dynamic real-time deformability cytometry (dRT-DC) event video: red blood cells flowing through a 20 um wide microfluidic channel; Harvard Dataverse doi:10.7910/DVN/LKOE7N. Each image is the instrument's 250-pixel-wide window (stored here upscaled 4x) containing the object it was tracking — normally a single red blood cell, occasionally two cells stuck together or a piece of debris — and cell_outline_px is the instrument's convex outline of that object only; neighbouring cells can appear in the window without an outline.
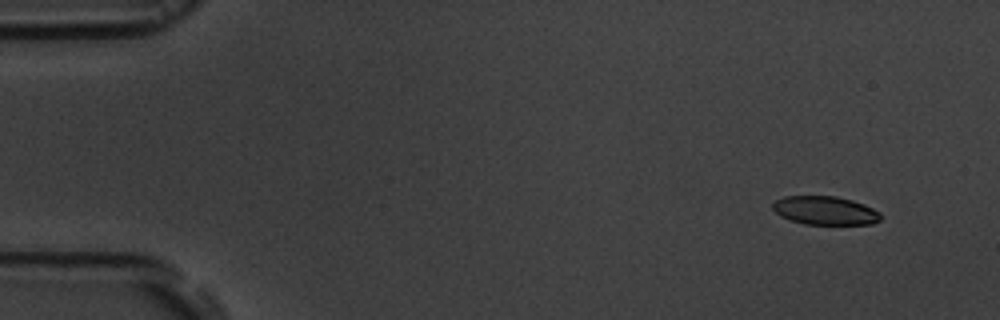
{"species": "common noctule bat (a hibernating species)", "species_latin": "Nyctalus noctula", "temperature_condition": "room temperature", "stored_images_in_passage": 8, "camera_frame_rate_fps": 3000, "um_per_image_px": 0.085, "animal": {"sex": "male", "body_mass_g": 19.5, "forearm_length_mm": 54.6}, "frame": {"image": 1, "passage_image": 1, "time_ms": 0.0, "image_size_px": [1000, 320], "cell_outline_px": [[880, 220], [872, 224], [804, 224], [788, 220], [780, 216], [772, 208], [772, 204], [776, 200], [784, 196], [836, 196], [852, 200], [864, 204], [880, 212]], "centroid_in_image_um": [70.11, 17.89], "position_along_channel_um": 14.9, "area_um2": 18.03}}
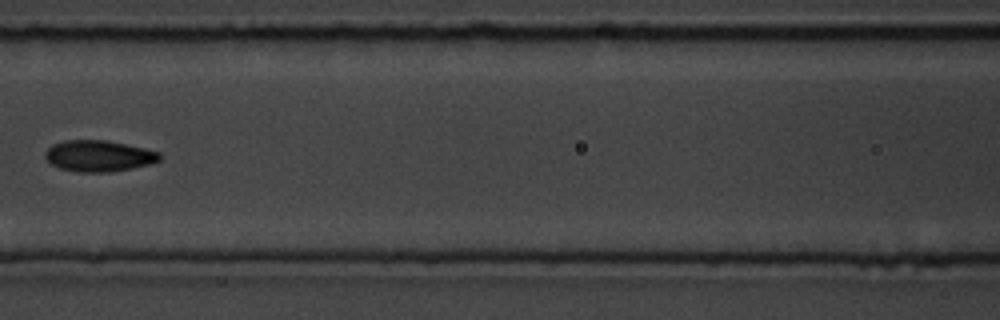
{"frame": {"image": 2, "passage_image": 7, "time_ms": 7.0, "image_size_px": [1000, 320], "cell_outline_px": [[160, 160], [148, 164], [132, 168], [112, 172], [80, 172], [60, 168], [52, 164], [44, 156], [44, 152], [52, 144], [64, 140], [108, 140], [144, 148], [160, 152]], "centroid_in_image_um": [8.38, 13.24], "position_along_channel_um": 158.2, "area_um2": 20.81}}
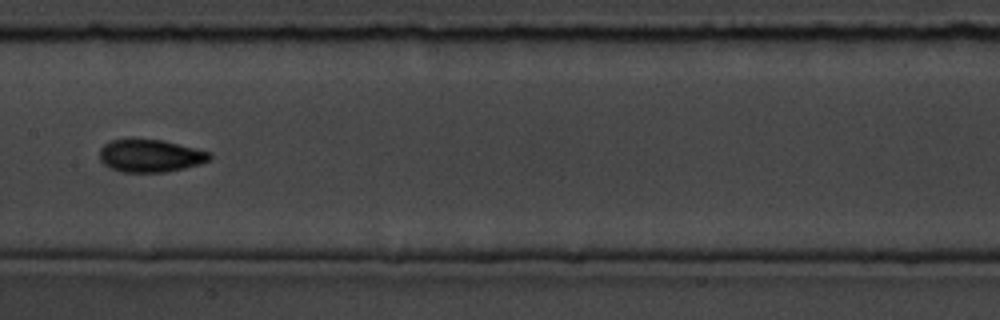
{"frame": {"image": 3, "passage_image": 8, "time_ms": 8.0, "image_size_px": [1000, 320], "cell_outline_px": [[212, 156], [208, 160], [200, 164], [184, 168], [164, 172], [120, 172], [104, 164], [100, 160], [100, 148], [104, 144], [112, 140], [164, 140], [212, 152]], "centroid_in_image_um": [12.8, 13.25], "position_along_channel_um": 194.6, "area_um2": 20.81}}